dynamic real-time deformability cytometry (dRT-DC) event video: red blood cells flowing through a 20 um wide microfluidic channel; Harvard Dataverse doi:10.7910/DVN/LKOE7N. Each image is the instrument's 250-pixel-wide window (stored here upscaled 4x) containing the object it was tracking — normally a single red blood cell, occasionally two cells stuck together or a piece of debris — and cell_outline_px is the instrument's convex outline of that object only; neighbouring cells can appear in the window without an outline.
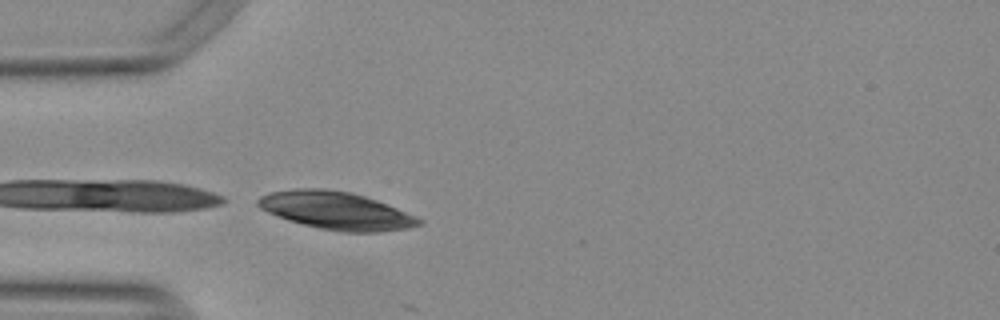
{"species": "Egyptian fruit bat (a non-hibernating species)", "species_latin": "Rousettus aegyptiacus", "temperature_condition": "warm", "stored_images_in_passage": 3, "camera_frame_rate_fps": 3000, "um_per_image_px": 0.085, "animal": {"sex": "female"}, "frame": {"image": 1, "passage_image": 1, "time_ms": 0.0, "image_size_px": [1000, 320], "cell_outline_px": [[424, 220], [420, 224], [408, 228], [380, 232], [340, 232], [320, 228], [288, 220], [268, 212], [260, 208], [256, 204], [256, 200], [260, 196], [268, 192], [296, 188], [324, 188], [352, 192], [376, 200], [396, 208]], "centroid_in_image_um": [28.54, 17.89], "position_along_channel_um": 56.5, "area_um2": 35.32}}